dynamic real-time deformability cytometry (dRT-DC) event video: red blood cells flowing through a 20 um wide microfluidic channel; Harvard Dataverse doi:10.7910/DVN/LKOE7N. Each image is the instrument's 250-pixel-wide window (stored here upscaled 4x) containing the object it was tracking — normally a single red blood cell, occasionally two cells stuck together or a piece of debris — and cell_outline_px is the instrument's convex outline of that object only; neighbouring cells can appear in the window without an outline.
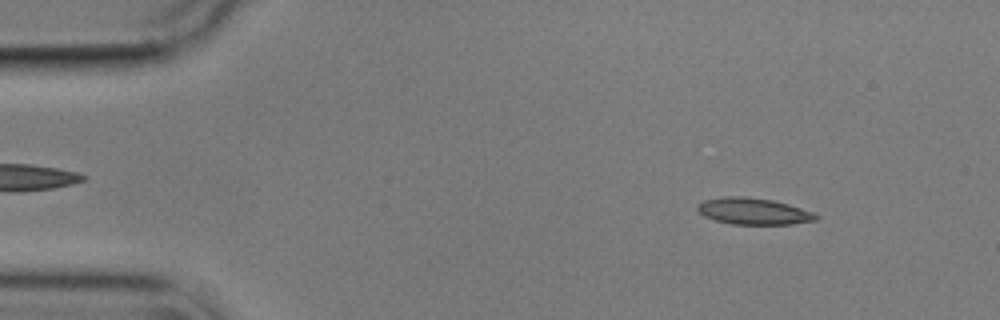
{"species": "common noctule bat (a hibernating species)", "species_latin": "Nyctalus noctula", "temperature_condition": "cold", "stored_images_in_passage": 55, "camera_frame_rate_fps": 3000, "um_per_image_px": 0.085, "animal": {"sex": "male", "body_mass_g": 17.9}, "frame": {"image": 1, "passage_image": 6, "time_ms": 1.667, "image_size_px": [1000, 320], "cell_outline_px": [[820, 216], [816, 220], [792, 224], [732, 224], [716, 220], [704, 216], [696, 208], [696, 204], [704, 200], [720, 196], [744, 196], [772, 200], [788, 204], [812, 212]], "centroid_in_image_um": [64.01, 17.94], "position_along_channel_um": 21.0, "area_um2": 18.32}}
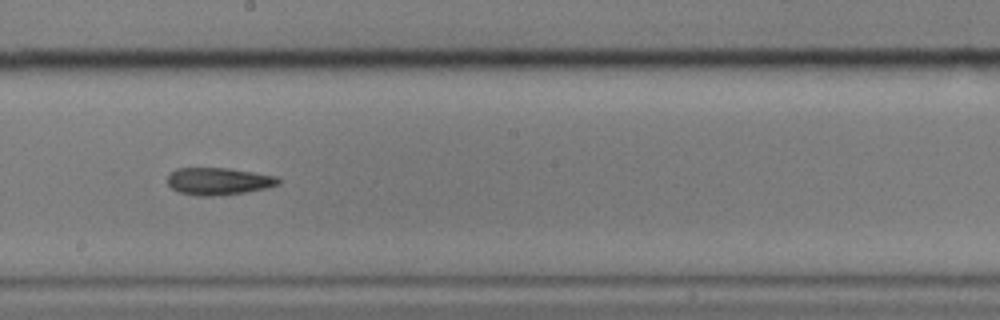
{"frame": {"image": 2, "passage_image": 30, "time_ms": 9.667, "image_size_px": [1000, 320], "cell_outline_px": [[280, 184], [268, 188], [244, 192], [212, 196], [196, 196], [176, 192], [168, 184], [168, 172], [176, 168], [228, 168], [276, 176], [280, 180]], "centroid_in_image_um": [18.53, 15.41], "position_along_channel_um": 229.7, "area_um2": 17.74}}
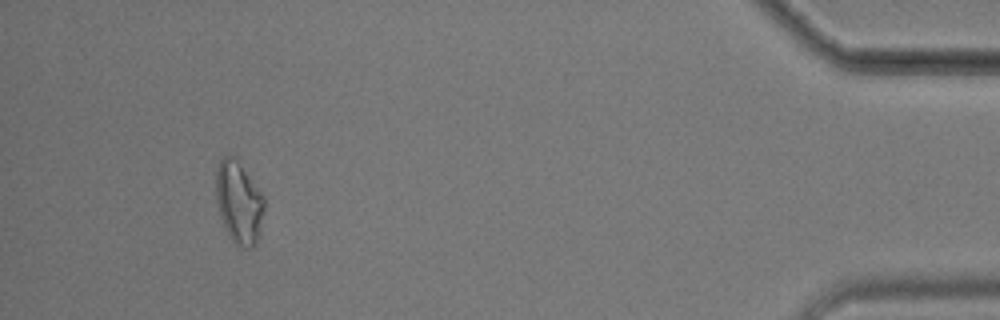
{"frame": {"image": 3, "passage_image": 51, "time_ms": 16.667, "image_size_px": [1000, 320], "cell_outline_px": [[264, 208], [260, 232], [256, 244], [252, 248], [240, 248], [228, 236], [220, 216], [216, 204], [216, 168], [220, 156], [228, 152], [232, 152], [236, 156], [264, 196]], "centroid_in_image_um": [20.28, 17.14], "position_along_channel_um": 414.9, "area_um2": 23.93}}